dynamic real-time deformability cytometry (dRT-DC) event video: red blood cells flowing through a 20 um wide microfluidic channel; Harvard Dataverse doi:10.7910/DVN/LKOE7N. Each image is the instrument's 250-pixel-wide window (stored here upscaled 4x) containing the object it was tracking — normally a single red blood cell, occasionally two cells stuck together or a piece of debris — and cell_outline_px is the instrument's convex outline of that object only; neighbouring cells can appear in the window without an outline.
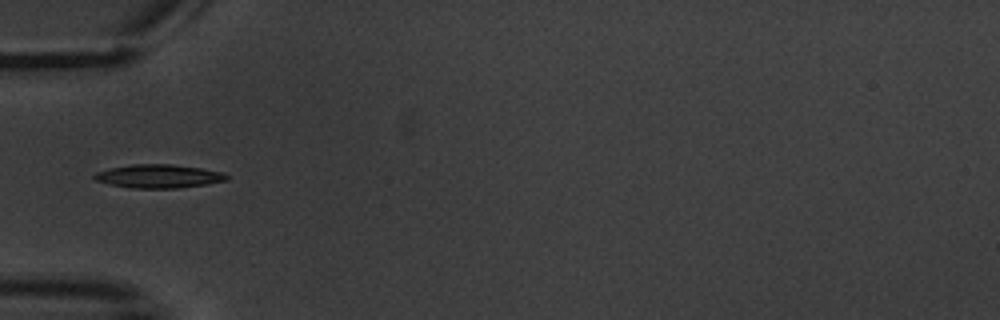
{"species": "common noctule bat (a hibernating species)", "species_latin": "Nyctalus noctula", "temperature_condition": "warm", "stored_images_in_passage": 8, "camera_frame_rate_fps": 3000, "um_per_image_px": 0.085, "animal": {"sex": "male", "body_mass_g": 20.1, "forearm_length_mm": 53.5}, "frame": {"image": 1, "passage_image": 2, "time_ms": 1.0, "image_size_px": [1000, 320], "cell_outline_px": [[228, 180], [204, 184], [176, 188], [132, 188], [112, 184], [96, 180], [92, 176], [96, 172], [108, 168], [132, 164], [172, 164], [200, 168], [224, 172], [228, 176]], "centroid_in_image_um": [13.48, 14.97], "position_along_channel_um": 71.5, "area_um2": 17.98}}
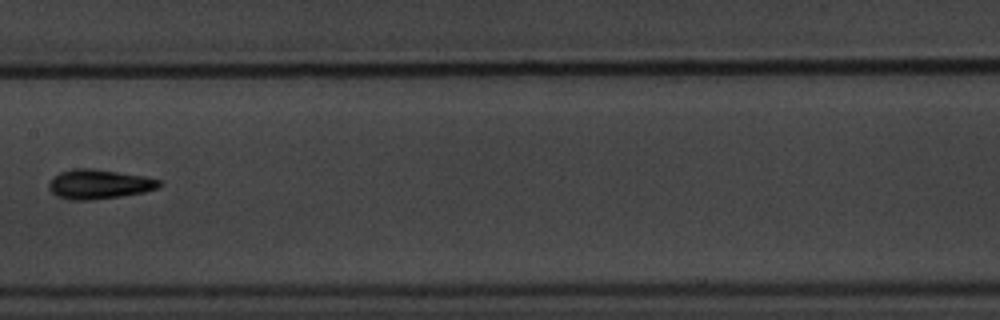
{"frame": {"image": 2, "passage_image": 5, "time_ms": 4.667, "image_size_px": [1000, 320], "cell_outline_px": [[160, 184], [156, 188], [144, 192], [120, 196], [88, 200], [68, 200], [56, 196], [48, 188], [48, 184], [52, 176], [60, 172], [72, 168], [92, 168], [144, 176], [160, 180]], "centroid_in_image_um": [8.34, 15.65], "position_along_channel_um": 199.1, "area_um2": 18.96}}
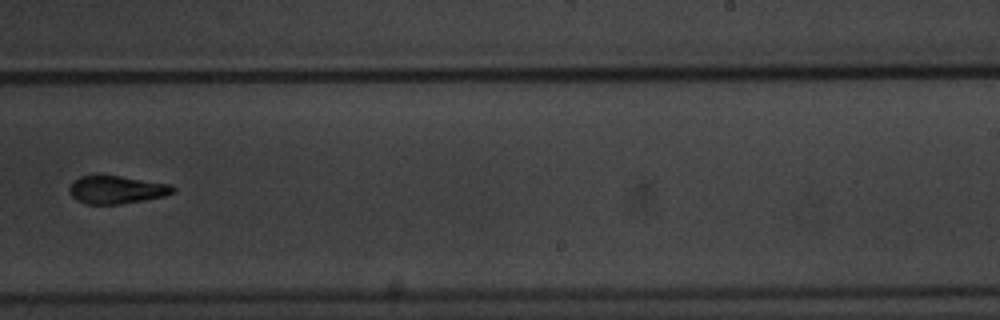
{"frame": {"image": 3, "passage_image": 7, "time_ms": 7.0, "image_size_px": [1000, 320], "cell_outline_px": [[176, 192], [164, 196], [144, 200], [120, 204], [84, 204], [76, 200], [72, 196], [68, 188], [80, 176], [120, 176], [172, 184], [176, 188]], "centroid_in_image_um": [9.95, 16.14], "position_along_channel_um": 279.0, "area_um2": 16.82}}